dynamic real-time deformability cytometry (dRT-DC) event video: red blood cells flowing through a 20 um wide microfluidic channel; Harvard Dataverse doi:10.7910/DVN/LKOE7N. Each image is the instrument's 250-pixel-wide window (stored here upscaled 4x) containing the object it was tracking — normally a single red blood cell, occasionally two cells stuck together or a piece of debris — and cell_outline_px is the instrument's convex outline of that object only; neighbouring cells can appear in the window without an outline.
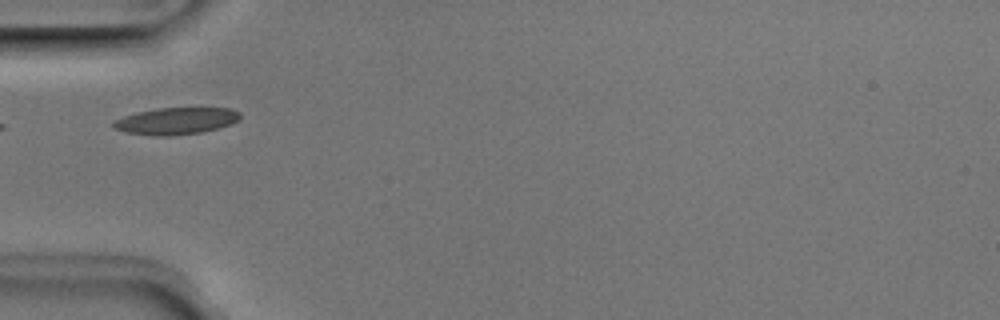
{"species": "Egyptian fruit bat (a non-hibernating species)", "species_latin": "Rousettus aegyptiacus", "temperature_condition": "room temperature", "stored_images_in_passage": 7, "camera_frame_rate_fps": 3000, "um_per_image_px": 0.085, "animal": {"sex": "male"}, "frame": {"image": 1, "passage_image": 3, "time_ms": 0.667, "image_size_px": [1000, 320], "cell_outline_px": [[240, 120], [232, 124], [200, 132], [168, 136], [152, 136], [128, 132], [112, 128], [112, 120], [136, 112], [156, 108], [232, 108], [240, 112]], "centroid_in_image_um": [14.95, 10.27], "position_along_channel_um": 70.1, "area_um2": 19.94}}
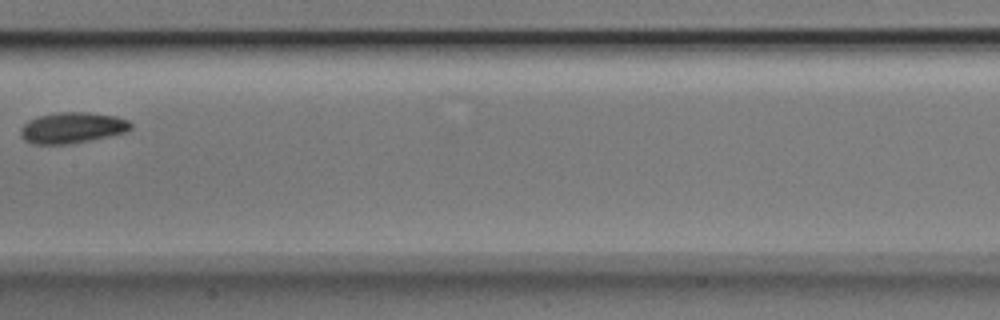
{"frame": {"image": 2, "passage_image": 6, "time_ms": 1.667, "image_size_px": [1000, 320], "cell_outline_px": [[132, 128], [128, 132], [68, 144], [32, 144], [24, 140], [20, 136], [20, 128], [28, 120], [40, 116], [60, 112], [88, 112], [116, 116], [128, 120], [132, 124]], "centroid_in_image_um": [6.14, 10.86], "position_along_channel_um": 201.3, "area_um2": 19.88}}
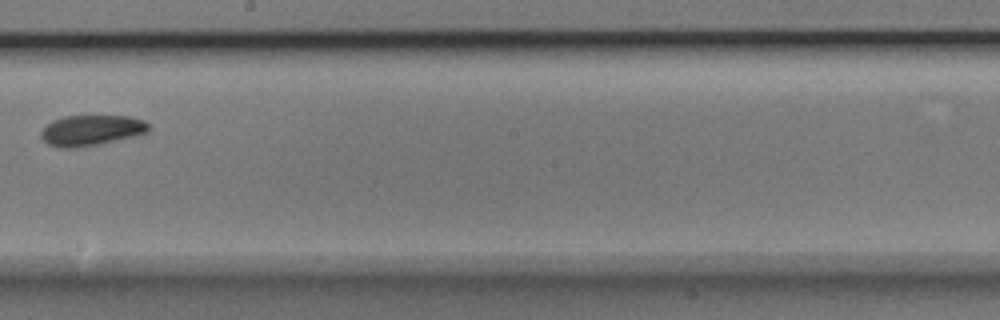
{"frame": {"image": 3, "passage_image": 7, "time_ms": 2.0, "image_size_px": [1000, 320], "cell_outline_px": [[152, 128], [148, 132], [136, 136], [100, 144], [76, 148], [60, 148], [48, 144], [40, 136], [40, 132], [52, 120], [64, 116], [128, 116], [144, 120], [152, 124]], "centroid_in_image_um": [7.81, 11.08], "position_along_channel_um": 240.4, "area_um2": 19.48}}